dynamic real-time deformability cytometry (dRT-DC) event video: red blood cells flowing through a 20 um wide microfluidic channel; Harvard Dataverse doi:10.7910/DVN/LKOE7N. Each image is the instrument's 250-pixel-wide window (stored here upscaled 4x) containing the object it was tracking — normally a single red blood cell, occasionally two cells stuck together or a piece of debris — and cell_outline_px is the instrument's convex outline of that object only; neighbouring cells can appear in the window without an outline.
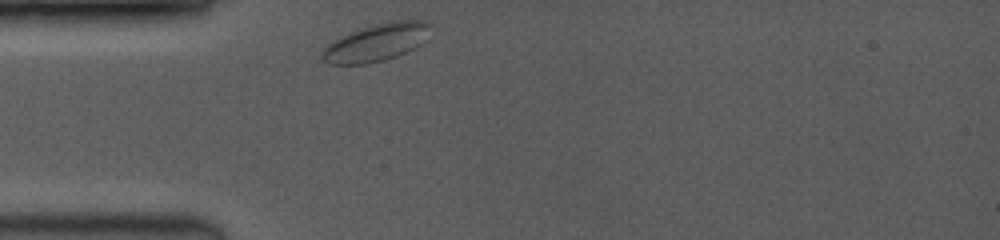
{"species": "common noctule bat (a hibernating species)", "species_latin": "Nyctalus noctula", "temperature_condition": "room temperature", "stored_images_in_passage": 27, "camera_frame_rate_fps": 3500, "um_per_image_px": 0.085, "animal": {"sex": "female", "body_mass_g": 19.0, "forearm_length_mm": 53.3}, "frame": {"image": 1, "passage_image": 1, "time_ms": 0.0, "image_size_px": [1000, 240], "cell_outline_px": [[432, 24], [424, 40], [420, 44], [396, 56], [384, 60], [364, 64], [328, 64], [320, 56], [320, 48], [332, 40], [352, 32], [364, 28], [392, 20], [424, 20]], "centroid_in_image_um": [31.94, 3.61], "position_along_channel_um": 53.1, "area_um2": 23.47}}
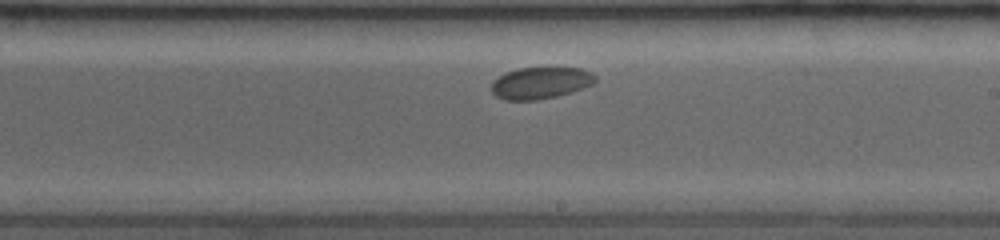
{"frame": {"image": 2, "passage_image": 15, "time_ms": 5.429, "image_size_px": [1000, 240], "cell_outline_px": [[596, 80], [592, 84], [584, 88], [572, 92], [556, 96], [536, 100], [504, 100], [496, 96], [492, 92], [492, 80], [504, 72], [516, 68], [580, 68], [592, 72], [596, 76]], "centroid_in_image_um": [45.93, 7.04], "position_along_channel_um": 243.1, "area_um2": 19.36}}
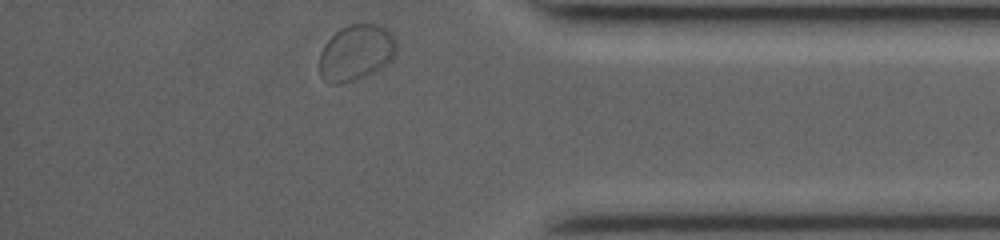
{"frame": {"image": 3, "passage_image": 27, "time_ms": 10.0, "image_size_px": [1000, 240], "cell_outline_px": [[396, 52], [392, 60], [388, 64], [364, 76], [344, 84], [332, 84], [324, 80], [320, 76], [320, 52], [324, 44], [340, 28], [348, 24], [376, 24], [388, 28], [392, 32], [396, 40]], "centroid_in_image_um": [30.28, 4.46], "position_along_channel_um": 404.9, "area_um2": 25.32}}